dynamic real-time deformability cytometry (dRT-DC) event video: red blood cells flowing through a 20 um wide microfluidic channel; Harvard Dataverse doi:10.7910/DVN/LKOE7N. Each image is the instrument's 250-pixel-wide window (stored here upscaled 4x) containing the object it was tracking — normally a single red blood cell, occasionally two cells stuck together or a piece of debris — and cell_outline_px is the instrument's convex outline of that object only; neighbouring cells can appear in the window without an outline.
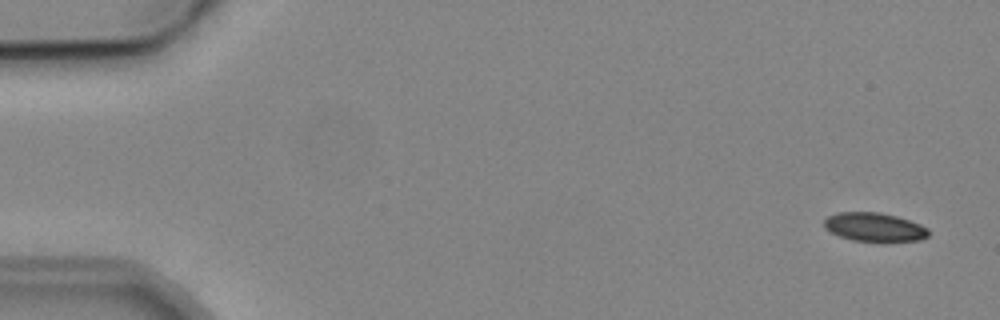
{"species": "common noctule bat (a hibernating species)", "species_latin": "Nyctalus noctula", "temperature_condition": "cold", "stored_images_in_passage": 6, "segment_of_instrument_passage": [2, 2], "camera_frame_rate_fps": 3000, "um_per_image_px": 0.085, "animal": {"sex": "male", "body_mass_g": 19.2, "forearm_length_mm": 51.8}, "frame": {"image": 1, "passage_image": 6, "time_ms": 5.667, "image_size_px": [1000, 320], "cell_outline_px": [[928, 236], [920, 240], [884, 244], [880, 244], [852, 240], [828, 232], [824, 228], [824, 220], [828, 216], [840, 212], [880, 212], [896, 216], [920, 224], [928, 228]], "centroid_in_image_um": [74.33, 19.35], "position_along_channel_um": 10.7, "area_um2": 18.21}}